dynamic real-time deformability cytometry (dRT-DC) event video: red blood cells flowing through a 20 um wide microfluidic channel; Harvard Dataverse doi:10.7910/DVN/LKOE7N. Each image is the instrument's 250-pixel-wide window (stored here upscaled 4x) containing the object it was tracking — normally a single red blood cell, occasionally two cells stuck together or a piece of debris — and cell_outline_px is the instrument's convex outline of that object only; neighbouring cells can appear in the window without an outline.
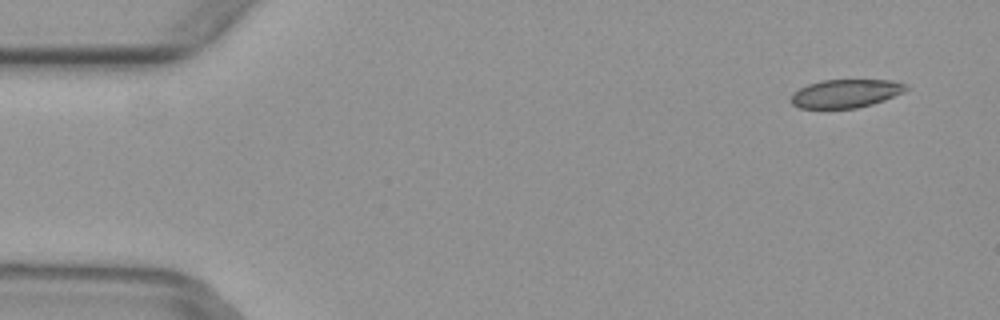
{"species": "common noctule bat (a hibernating species)", "species_latin": "Nyctalus noctula", "temperature_condition": "warm", "stored_images_in_passage": 3, "camera_frame_rate_fps": 3000, "um_per_image_px": 0.085, "animal": {"sex": "female", "body_mass_g": 29.2, "forearm_length_mm": 56.3}, "frame": {"image": 1, "passage_image": 1, "time_ms": 0.0, "image_size_px": [1000, 320], "cell_outline_px": [[908, 88], [884, 100], [872, 104], [856, 108], [800, 108], [792, 104], [792, 92], [808, 84], [824, 80], [888, 80], [904, 84]], "centroid_in_image_um": [71.82, 7.95], "position_along_channel_um": 13.2, "area_um2": 18.61}}